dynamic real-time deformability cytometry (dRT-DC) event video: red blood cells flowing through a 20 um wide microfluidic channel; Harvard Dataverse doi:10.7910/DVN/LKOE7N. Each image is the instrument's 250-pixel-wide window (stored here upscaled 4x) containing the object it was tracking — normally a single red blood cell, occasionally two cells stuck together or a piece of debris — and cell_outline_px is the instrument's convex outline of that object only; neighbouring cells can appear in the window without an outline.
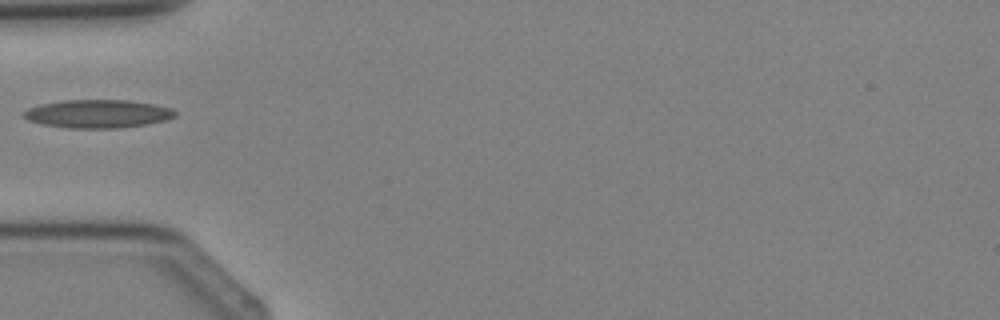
{"species": "Egyptian fruit bat (a non-hibernating species)", "species_latin": "Rousettus aegyptiacus", "temperature_condition": "cold", "stored_images_in_passage": 2, "camera_frame_rate_fps": 3000, "um_per_image_px": 0.085, "animal": {"sex": "female"}, "frame": {"image": 1, "passage_image": 2, "time_ms": 1.0, "image_size_px": [1000, 320], "cell_outline_px": [[176, 116], [168, 120], [148, 124], [116, 128], [68, 128], [40, 124], [28, 120], [24, 116], [24, 112], [28, 108], [40, 104], [64, 100], [128, 100], [152, 104], [172, 108], [176, 112]], "centroid_in_image_um": [8.33, 9.67], "position_along_channel_um": 76.7, "area_um2": 24.97}}